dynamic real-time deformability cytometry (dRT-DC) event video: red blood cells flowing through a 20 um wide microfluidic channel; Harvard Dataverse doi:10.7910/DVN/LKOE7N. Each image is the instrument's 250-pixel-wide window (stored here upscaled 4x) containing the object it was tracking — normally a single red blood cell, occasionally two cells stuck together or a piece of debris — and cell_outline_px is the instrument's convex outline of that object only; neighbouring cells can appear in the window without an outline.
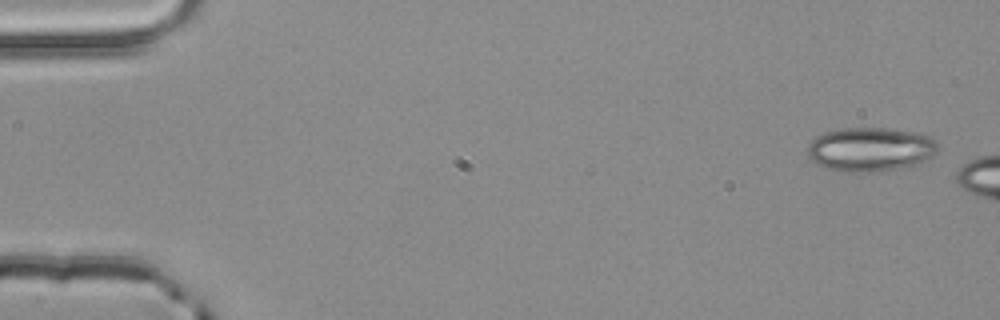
{"species": "common noctule bat (a hibernating species)", "species_latin": "Nyctalus noctula", "temperature_condition": "room temperature", "stored_images_in_passage": 3, "camera_frame_rate_fps": 3000, "um_per_image_px": 0.085, "animal": {"sex": "male", "body_mass_g": 20.4}, "frame": {"image": 1, "passage_image": 1, "time_ms": 0.0, "image_size_px": [1000, 320], "cell_outline_px": [[936, 152], [932, 156], [920, 164], [872, 172], [844, 172], [824, 168], [812, 160], [808, 156], [808, 144], [816, 136], [824, 132], [844, 128], [888, 128], [912, 132], [928, 136], [936, 140]], "centroid_in_image_um": [73.95, 12.7], "position_along_channel_um": 11.0, "area_um2": 33.41}}